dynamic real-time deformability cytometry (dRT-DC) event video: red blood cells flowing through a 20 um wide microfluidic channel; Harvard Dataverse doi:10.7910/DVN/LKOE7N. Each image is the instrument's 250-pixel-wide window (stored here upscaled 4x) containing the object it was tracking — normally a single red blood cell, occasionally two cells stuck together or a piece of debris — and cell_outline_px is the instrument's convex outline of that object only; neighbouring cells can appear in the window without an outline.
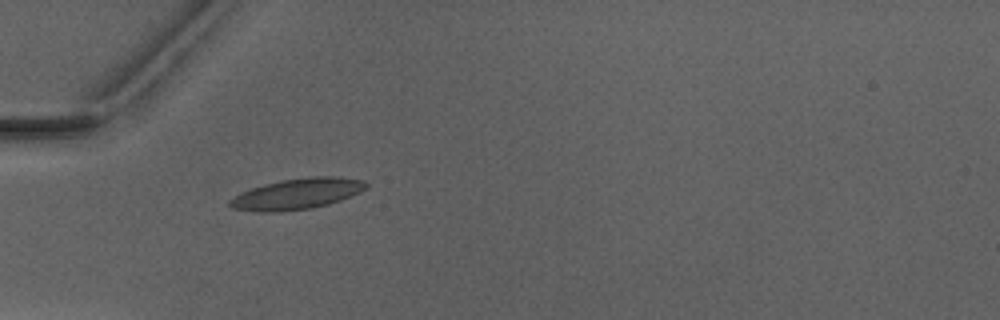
{"species": "Egyptian fruit bat (a non-hibernating species)", "species_latin": "Rousettus aegyptiacus", "temperature_condition": "warm", "stored_images_in_passage": 2, "camera_frame_rate_fps": 3000, "um_per_image_px": 0.085, "animal": {"sex": "male"}, "frame": {"image": 1, "passage_image": 2, "time_ms": 1.333, "image_size_px": [1000, 320], "cell_outline_px": [[368, 188], [360, 192], [340, 200], [328, 204], [312, 208], [280, 212], [260, 212], [232, 208], [228, 204], [228, 200], [240, 192], [264, 184], [280, 180], [308, 176], [336, 176], [364, 180], [368, 184]], "centroid_in_image_um": [25.25, 16.47], "position_along_channel_um": 59.7, "area_um2": 24.74}}